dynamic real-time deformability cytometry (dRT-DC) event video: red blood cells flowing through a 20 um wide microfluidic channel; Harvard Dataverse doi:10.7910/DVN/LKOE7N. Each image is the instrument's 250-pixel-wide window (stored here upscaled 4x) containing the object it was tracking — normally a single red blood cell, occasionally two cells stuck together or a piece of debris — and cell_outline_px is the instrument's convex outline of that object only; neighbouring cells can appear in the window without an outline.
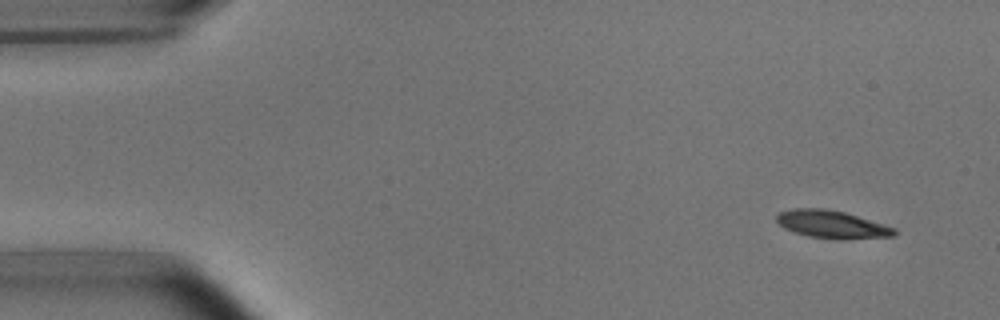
{"species": "common noctule bat (a hibernating species)", "species_latin": "Nyctalus noctula", "temperature_condition": "room temperature", "stored_images_in_passage": 5, "segment_of_instrument_passage": [1, 2], "camera_frame_rate_fps": 3000, "um_per_image_px": 0.085, "animal": {"sex": "male", "body_mass_g": 15.6}, "frame": {"image": 1, "passage_image": 1, "time_ms": 0.0, "image_size_px": [1000, 320], "cell_outline_px": [[896, 236], [808, 236], [784, 228], [776, 220], [776, 216], [780, 212], [792, 208], [828, 208], [844, 212], [884, 224], [896, 228]], "centroid_in_image_um": [70.64, 18.99], "position_along_channel_um": 14.4, "area_um2": 17.86}}
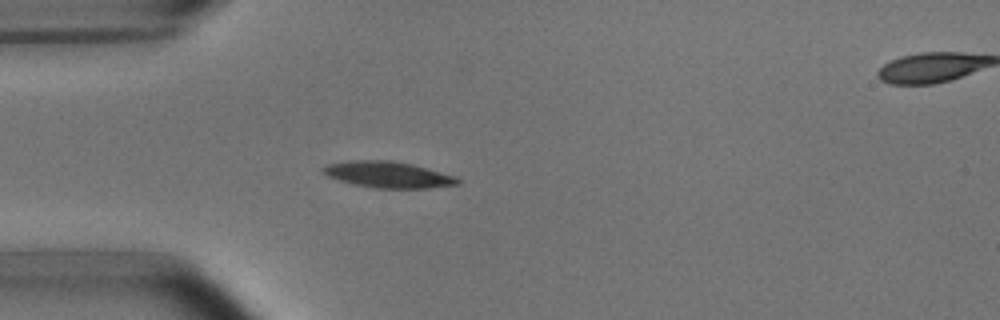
{"frame": {"image": 2, "passage_image": 4, "time_ms": 3.667, "image_size_px": [1000, 320], "cell_outline_px": [[460, 184], [428, 188], [376, 188], [352, 184], [328, 176], [320, 172], [320, 168], [328, 164], [352, 160], [392, 160], [412, 164], [456, 176], [460, 180]], "centroid_in_image_um": [32.97, 14.84], "position_along_channel_um": 52.0, "area_um2": 20.63}}